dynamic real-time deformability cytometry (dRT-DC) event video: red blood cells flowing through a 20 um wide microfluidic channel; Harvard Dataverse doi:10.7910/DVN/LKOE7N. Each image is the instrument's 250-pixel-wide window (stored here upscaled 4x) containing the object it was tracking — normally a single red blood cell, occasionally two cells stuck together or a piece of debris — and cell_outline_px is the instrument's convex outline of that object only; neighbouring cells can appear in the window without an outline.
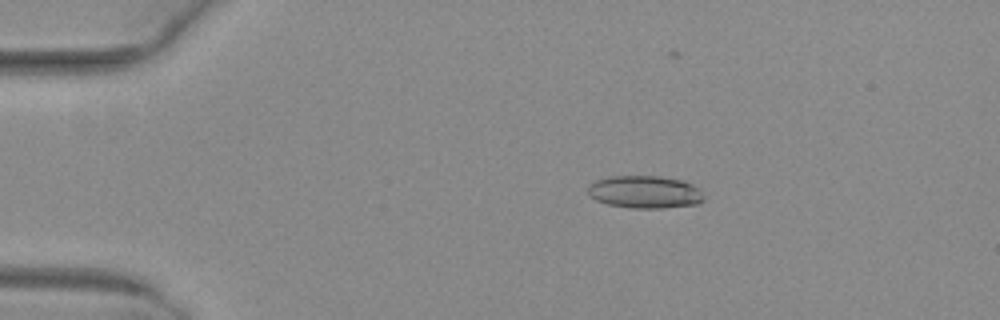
{"species": "common noctule bat (a hibernating species)", "species_latin": "Nyctalus noctula", "temperature_condition": "warm", "stored_images_in_passage": 52, "camera_frame_rate_fps": 3000, "um_per_image_px": 0.085, "animal": {"sex": "female", "body_mass_g": 29.2, "forearm_length_mm": 56.3}, "frame": {"image": 1, "passage_image": 10, "time_ms": 3.0, "image_size_px": [1000, 320], "cell_outline_px": [[704, 200], [696, 204], [664, 208], [628, 208], [608, 204], [596, 200], [588, 196], [588, 184], [596, 180], [608, 176], [660, 176], [684, 180], [700, 188], [704, 196]], "centroid_in_image_um": [54.81, 16.31], "position_along_channel_um": 30.2, "area_um2": 22.37}}
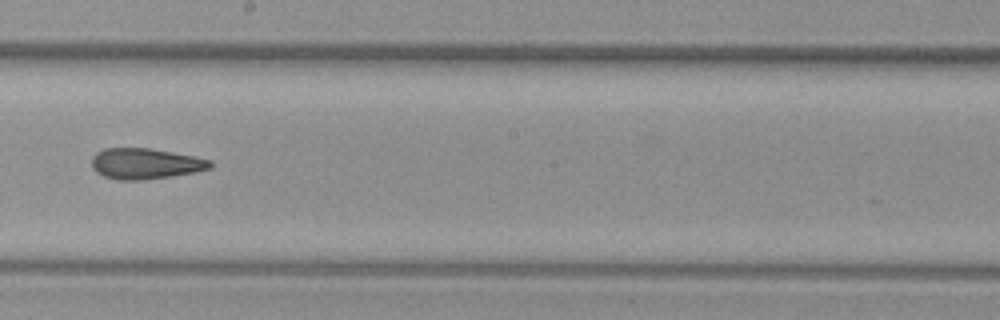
{"frame": {"image": 2, "passage_image": 30, "time_ms": 9.667, "image_size_px": [1000, 320], "cell_outline_px": [[212, 168], [196, 172], [172, 176], [144, 180], [116, 180], [104, 176], [96, 172], [92, 168], [92, 156], [96, 152], [104, 148], [148, 148], [196, 156], [212, 160]], "centroid_in_image_um": [12.36, 13.91], "position_along_channel_um": 235.8, "area_um2": 21.5}}
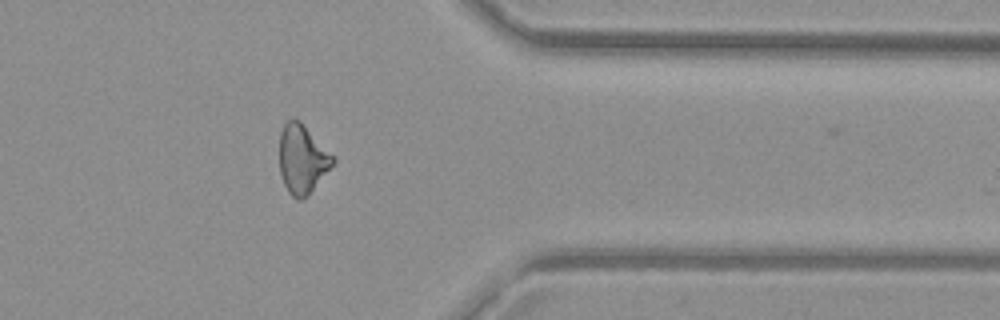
{"frame": {"image": 3, "passage_image": 42, "time_ms": 13.667, "image_size_px": [1000, 320], "cell_outline_px": [[336, 160], [308, 196], [300, 200], [296, 200], [288, 192], [284, 184], [280, 172], [280, 132], [284, 124], [292, 116], [300, 120]], "centroid_in_image_um": [25.66, 13.52], "position_along_channel_um": 385.7, "area_um2": 21.27}, "authors_computed_cell_mechanics": {"area_um2": 21.7328, "velocity_mm_per_s": 4.0471, "shape_relaxation_time_tau1_ms": null, "shape_relaxation_time_tau2_ms": 3.368, "deformation_change_tau1": null, "deformation_change_tau2": 0.121}}